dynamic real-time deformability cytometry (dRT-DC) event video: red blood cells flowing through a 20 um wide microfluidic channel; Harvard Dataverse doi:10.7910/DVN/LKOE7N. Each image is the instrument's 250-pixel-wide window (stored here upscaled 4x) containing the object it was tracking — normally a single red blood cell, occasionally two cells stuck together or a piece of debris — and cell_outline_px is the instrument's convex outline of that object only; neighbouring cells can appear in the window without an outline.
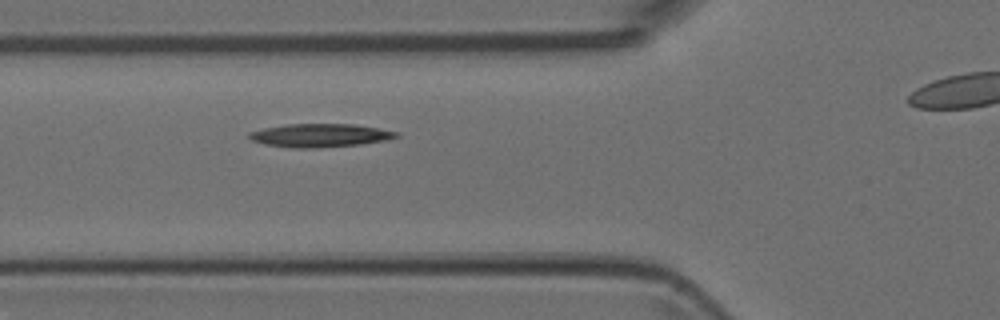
{"species": "Egyptian fruit bat (a non-hibernating species)", "species_latin": "Rousettus aegyptiacus", "temperature_condition": "room temperature", "stored_images_in_passage": 3, "segment_of_instrument_passage": [1, 2], "camera_frame_rate_fps": 3000, "um_per_image_px": 0.085, "animal": {"sex": "female"}, "frame": {"image": 1, "passage_image": 2, "time_ms": 0.333, "image_size_px": [1000, 320], "cell_outline_px": [[400, 136], [388, 140], [360, 144], [320, 148], [292, 148], [264, 144], [252, 140], [248, 136], [248, 132], [264, 128], [288, 124], [352, 124], [400, 132]], "centroid_in_image_um": [27.21, 11.51], "position_along_channel_um": 98.6, "area_um2": 20.06}}